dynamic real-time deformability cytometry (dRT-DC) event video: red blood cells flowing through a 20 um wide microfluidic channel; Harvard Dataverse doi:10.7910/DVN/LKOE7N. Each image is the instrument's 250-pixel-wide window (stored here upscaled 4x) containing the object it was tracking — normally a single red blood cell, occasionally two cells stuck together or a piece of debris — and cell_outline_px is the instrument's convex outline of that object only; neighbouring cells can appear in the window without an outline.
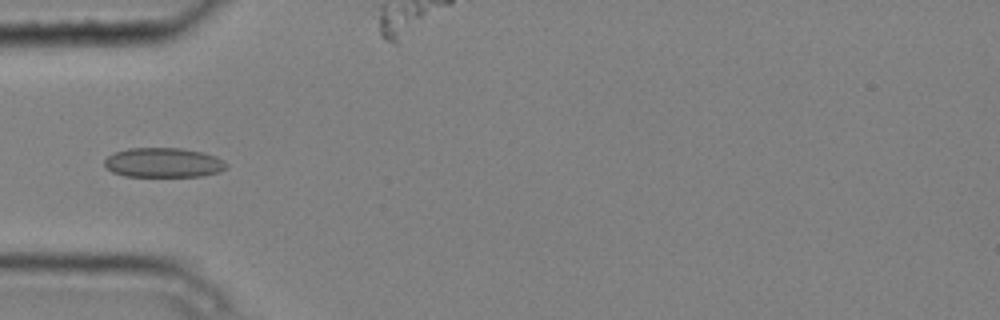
{"species": "common noctule bat (a hibernating species)", "species_latin": "Nyctalus noctula", "temperature_condition": "cold", "stored_images_in_passage": 6, "camera_frame_rate_fps": 3000, "um_per_image_px": 0.085, "animal": {"sex": "male", "body_mass_g": 20.4}, "frame": {"image": 1, "passage_image": 5, "time_ms": 1.333, "image_size_px": [1000, 320], "cell_outline_px": [[228, 168], [220, 172], [200, 176], [124, 176], [112, 172], [104, 164], [104, 160], [108, 156], [116, 152], [128, 148], [180, 148], [204, 152], [216, 156], [224, 160], [228, 164]], "centroid_in_image_um": [13.94, 13.82], "position_along_channel_um": 71.1, "area_um2": 21.15}}
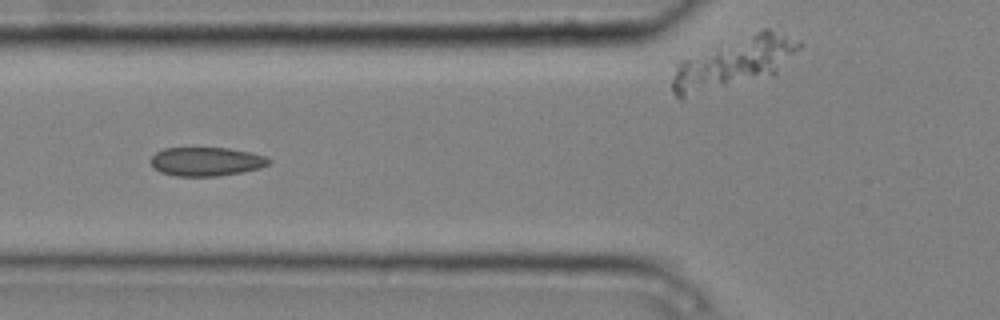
{"frame": {"image": 2, "passage_image": 6, "time_ms": 1.667, "image_size_px": [1000, 320], "cell_outline_px": [[272, 160], [268, 164], [260, 168], [220, 176], [176, 176], [160, 172], [152, 168], [152, 156], [156, 152], [164, 148], [228, 148], [248, 152], [264, 156]], "centroid_in_image_um": [17.51, 13.74], "position_along_channel_um": 108.3, "area_um2": 19.71}}